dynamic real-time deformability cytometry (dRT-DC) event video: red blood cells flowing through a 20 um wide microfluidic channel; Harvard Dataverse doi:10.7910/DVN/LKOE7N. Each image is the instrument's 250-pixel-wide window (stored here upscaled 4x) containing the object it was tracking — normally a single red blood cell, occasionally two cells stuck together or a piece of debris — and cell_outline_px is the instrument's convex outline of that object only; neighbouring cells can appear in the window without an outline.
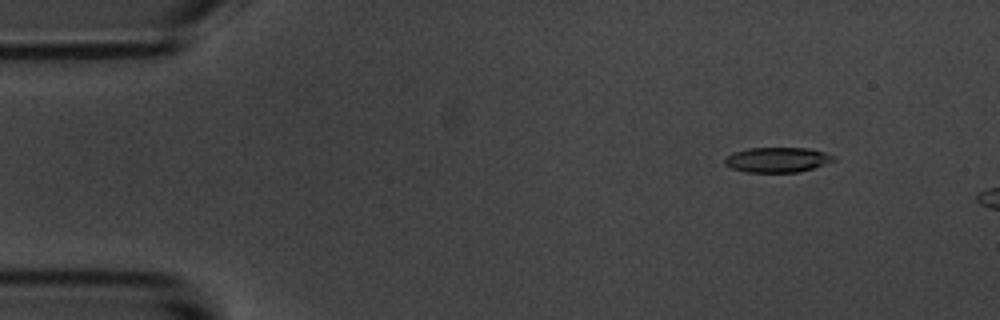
{"species": "common noctule bat (a hibernating species)", "species_latin": "Nyctalus noctula", "temperature_condition": "room temperature", "stored_images_in_passage": 12, "camera_frame_rate_fps": 3000, "um_per_image_px": 0.085, "animal": {"sex": "male", "body_mass_g": 20.1, "forearm_length_mm": 53.5}, "frame": {"image": 1, "passage_image": 7, "time_ms": 2.0, "image_size_px": [1000, 320], "cell_outline_px": [[836, 160], [800, 172], [744, 172], [732, 168], [724, 164], [724, 160], [732, 152], [748, 148], [808, 148], [824, 152], [836, 156]], "centroid_in_image_um": [66.07, 13.58], "position_along_channel_um": 18.9, "area_um2": 15.9}}